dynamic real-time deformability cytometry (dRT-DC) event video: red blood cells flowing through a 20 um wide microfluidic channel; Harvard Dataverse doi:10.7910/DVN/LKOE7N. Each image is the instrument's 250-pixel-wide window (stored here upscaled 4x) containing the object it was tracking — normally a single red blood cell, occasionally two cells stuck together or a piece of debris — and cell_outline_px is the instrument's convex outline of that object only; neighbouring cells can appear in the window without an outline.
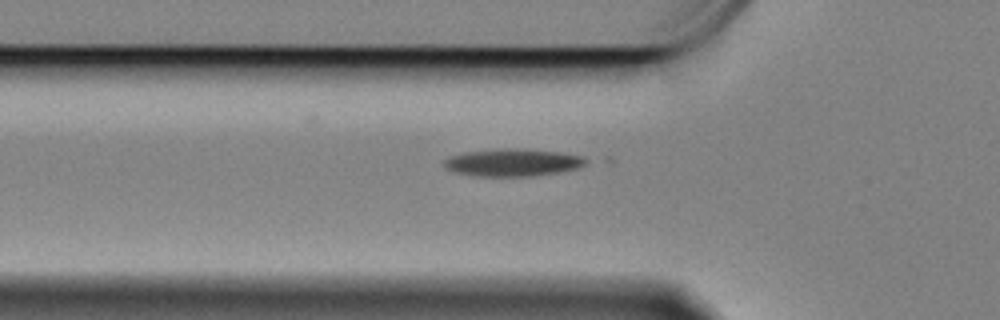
{"species": "Egyptian fruit bat (a non-hibernating species)", "species_latin": "Rousettus aegyptiacus", "temperature_condition": "cold", "stored_images_in_passage": 41, "camera_frame_rate_fps": 3000, "um_per_image_px": 0.085, "animal": {"sex": "female"}, "frame": {"image": 1, "passage_image": 3, "time_ms": 0.667, "image_size_px": [1000, 320], "cell_outline_px": [[588, 160], [584, 164], [576, 168], [556, 172], [532, 176], [480, 176], [456, 172], [448, 168], [444, 164], [444, 160], [448, 156], [464, 152], [504, 148], [516, 148], [560, 152], [580, 156]], "centroid_in_image_um": [43.55, 13.8], "position_along_channel_um": 82.2, "area_um2": 22.31}}
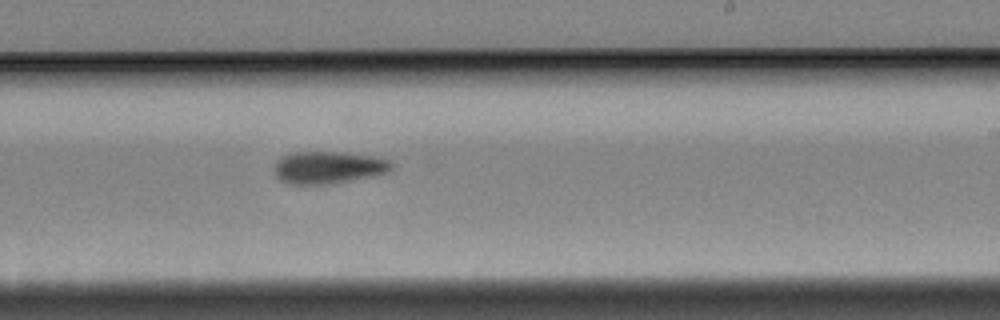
{"frame": {"image": 2, "passage_image": 19, "time_ms": 6.0, "image_size_px": [1000, 320], "cell_outline_px": [[392, 168], [384, 172], [324, 184], [292, 184], [276, 176], [276, 160], [292, 152], [344, 152], [372, 156], [388, 160], [392, 164]], "centroid_in_image_um": [27.85, 14.2], "position_along_channel_um": 261.1, "area_um2": 21.1}}
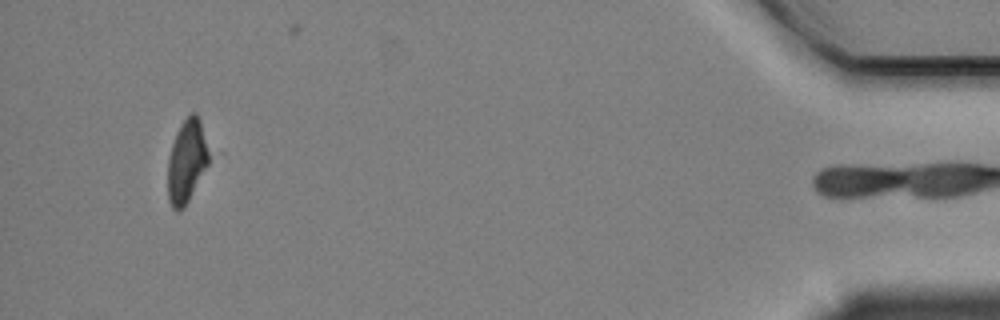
{"frame": {"image": 3, "passage_image": 40, "time_ms": 13.0, "image_size_px": [1000, 320], "cell_outline_px": [[208, 164], [184, 208], [180, 212], [176, 212], [172, 208], [168, 200], [168, 156], [176, 132], [180, 124], [192, 112], [196, 112], [200, 120], [208, 152]], "centroid_in_image_um": [15.84, 13.73], "position_along_channel_um": 419.4, "area_um2": 19.71}, "authors_computed_cell_mechanics": {"area_um2": 21.6172, "velocity_mm_per_s": 3.3412, "shape_relaxation_time_tau1_ms": 6.0183, "shape_relaxation_time_tau2_ms": 6.8562, "deformation_change_tau1": 0.1501, "deformation_change_tau2": 0.1469}}